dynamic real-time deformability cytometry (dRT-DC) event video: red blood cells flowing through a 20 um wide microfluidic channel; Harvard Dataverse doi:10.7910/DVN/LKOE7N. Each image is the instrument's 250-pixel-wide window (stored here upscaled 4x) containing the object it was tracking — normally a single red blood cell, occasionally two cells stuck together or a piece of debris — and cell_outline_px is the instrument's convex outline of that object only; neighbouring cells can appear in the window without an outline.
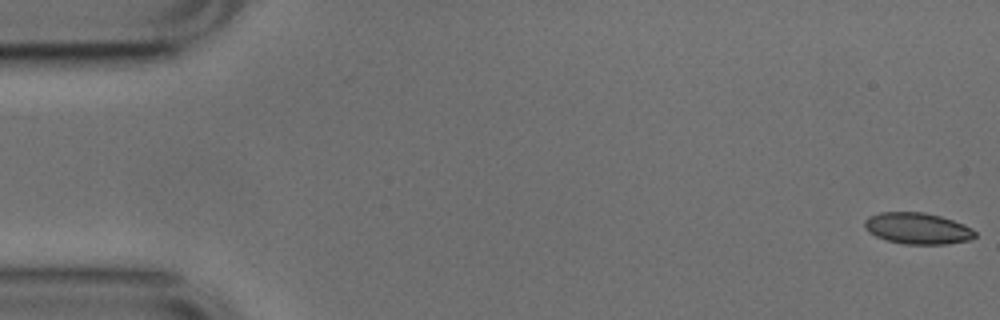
{"species": "common noctule bat (a hibernating species)", "species_latin": "Nyctalus noctula", "temperature_condition": "cold", "stored_images_in_passage": 53, "camera_frame_rate_fps": 3000, "um_per_image_px": 0.085, "animal": {"sex": "male", "body_mass_g": 17.9, "forearm_length_mm": 54.2}, "frame": {"image": 1, "passage_image": 1, "time_ms": 0.0, "image_size_px": [1000, 320], "cell_outline_px": [[976, 236], [968, 240], [948, 244], [904, 244], [888, 240], [876, 236], [868, 232], [864, 228], [864, 220], [868, 216], [880, 212], [924, 212], [940, 216], [964, 224], [972, 228], [976, 232]], "centroid_in_image_um": [77.97, 19.41], "position_along_channel_um": 7.0, "area_um2": 20.23}}
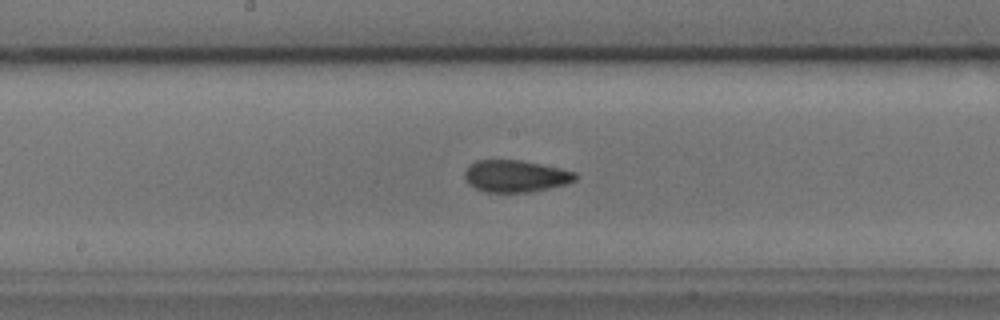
{"frame": {"image": 2, "passage_image": 27, "time_ms": 8.667, "image_size_px": [1000, 320], "cell_outline_px": [[576, 180], [564, 184], [548, 188], [528, 192], [484, 192], [476, 188], [464, 176], [464, 172], [476, 160], [520, 160], [560, 168], [576, 172]], "centroid_in_image_um": [43.84, 14.96], "position_along_channel_um": 204.4, "area_um2": 20.23}}
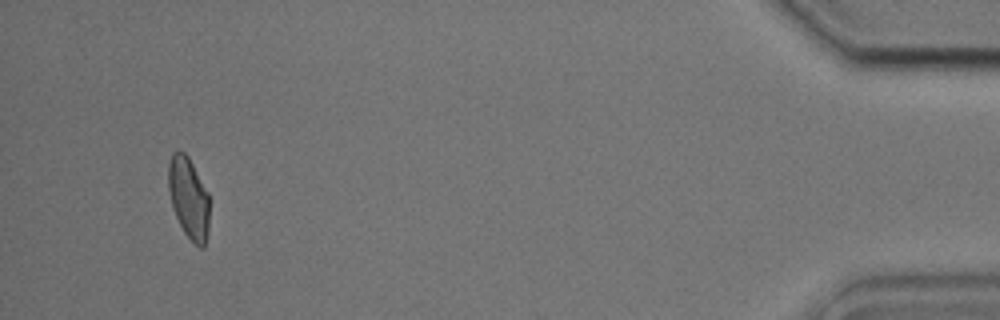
{"frame": {"image": 3, "passage_image": 50, "time_ms": 16.333, "image_size_px": [1000, 320], "cell_outline_px": [[208, 228], [204, 248], [200, 248], [184, 232], [172, 208], [168, 188], [168, 160], [172, 152], [184, 152], [188, 156], [208, 192]], "centroid_in_image_um": [16.01, 16.79], "position_along_channel_um": 419.2, "area_um2": 19.31}, "authors_computed_cell_mechanics": {"area_um2": 20.23, "velocity_mm_per_s": 3.784, "shape_relaxation_time_tau1_ms": 6.954, "shape_relaxation_time_tau2_ms": 1.6399, "deformation_change_tau1": 0.144, "deformation_change_tau2": 0.062}}